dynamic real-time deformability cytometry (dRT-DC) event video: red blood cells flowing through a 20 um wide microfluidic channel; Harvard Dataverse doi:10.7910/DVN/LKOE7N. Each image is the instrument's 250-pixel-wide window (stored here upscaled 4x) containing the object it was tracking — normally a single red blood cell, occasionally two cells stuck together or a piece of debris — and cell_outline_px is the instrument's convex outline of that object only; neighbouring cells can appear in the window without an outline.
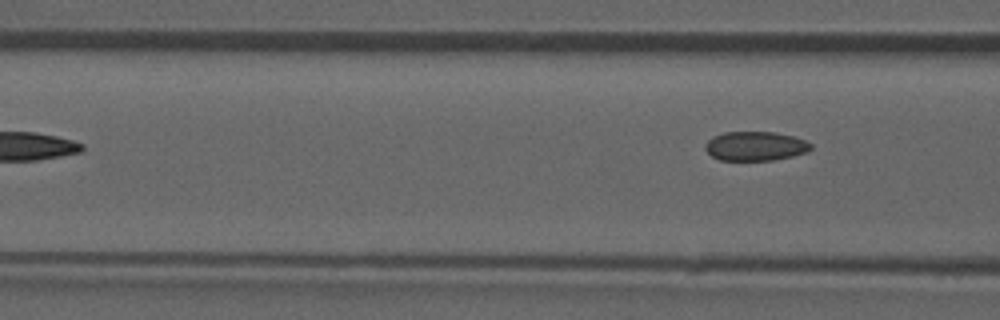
{"species": "common noctule bat (a hibernating species)", "species_latin": "Nyctalus noctula", "temperature_condition": "room temperature", "stored_images_in_passage": 4, "camera_frame_rate_fps": 3000, "um_per_image_px": 0.085, "animal": {"sex": "male", "forearm_length_mm": 52.5}, "frame": {"image": 1, "passage_image": 4, "time_ms": 4.333, "image_size_px": [1000, 320], "cell_outline_px": [[812, 148], [808, 152], [792, 156], [772, 160], [720, 160], [712, 156], [704, 148], [704, 144], [712, 136], [724, 132], [772, 132], [792, 136], [804, 140], [812, 144]], "centroid_in_image_um": [64.19, 12.42], "position_along_channel_um": 102.4, "area_um2": 17.98}}